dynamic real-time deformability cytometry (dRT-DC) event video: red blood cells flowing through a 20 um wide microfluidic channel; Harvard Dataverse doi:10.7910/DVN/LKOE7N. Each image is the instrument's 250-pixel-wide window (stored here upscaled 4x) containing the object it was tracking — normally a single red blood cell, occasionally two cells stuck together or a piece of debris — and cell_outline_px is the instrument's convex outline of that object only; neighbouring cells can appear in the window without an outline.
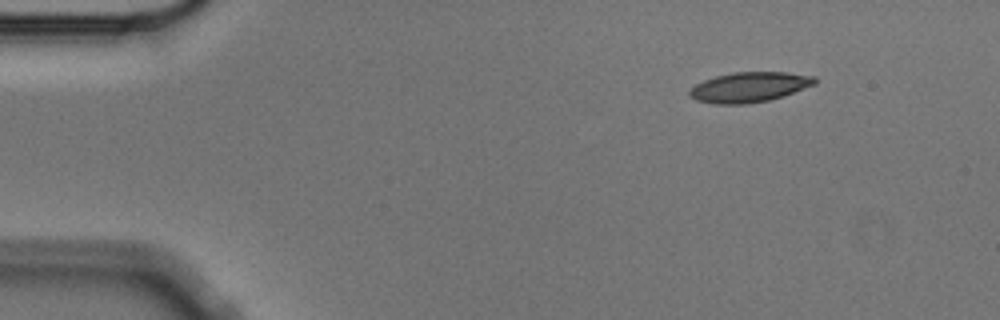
{"species": "Egyptian fruit bat (a non-hibernating species)", "species_latin": "Rousettus aegyptiacus", "temperature_condition": "cold", "stored_images_in_passage": 13, "camera_frame_rate_fps": 3000, "um_per_image_px": 0.085, "animal": {"sex": "male"}, "frame": {"image": 1, "passage_image": 1, "time_ms": 0.0, "image_size_px": [1000, 320], "cell_outline_px": [[816, 84], [784, 96], [768, 100], [748, 104], [712, 104], [696, 100], [688, 96], [688, 92], [696, 84], [704, 80], [716, 76], [732, 72], [784, 72], [816, 76]], "centroid_in_image_um": [63.69, 7.41], "position_along_channel_um": 21.3, "area_um2": 22.08}}
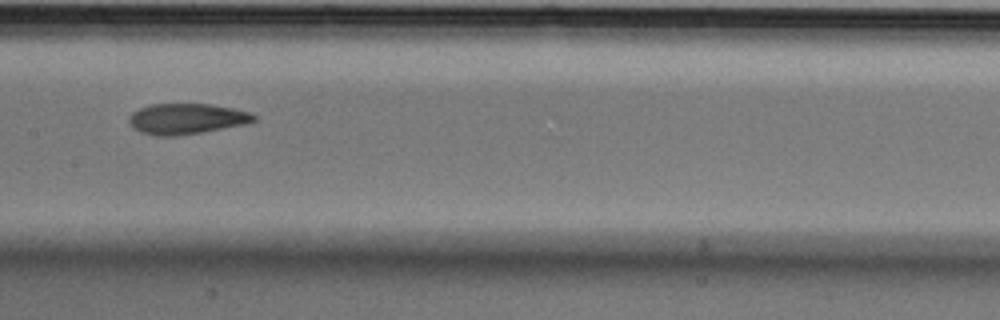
{"frame": {"image": 2, "passage_image": 6, "time_ms": 1.667, "image_size_px": [1000, 320], "cell_outline_px": [[256, 120], [244, 124], [200, 132], [176, 136], [156, 136], [140, 132], [132, 128], [128, 120], [132, 112], [140, 108], [152, 104], [208, 104], [232, 108], [248, 112], [256, 116]], "centroid_in_image_um": [15.8, 10.1], "position_along_channel_um": 191.6, "area_um2": 22.08}}
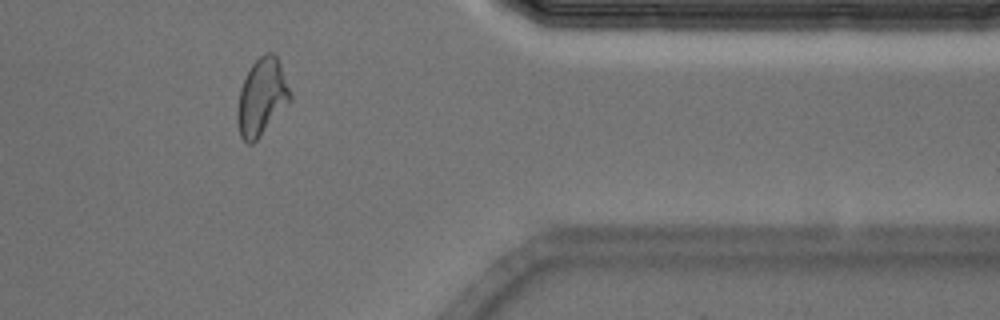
{"frame": {"image": 3, "passage_image": 11, "time_ms": 3.333, "image_size_px": [1000, 320], "cell_outline_px": [[292, 100], [260, 136], [252, 144], [248, 144], [240, 136], [236, 120], [236, 112], [240, 88], [252, 64], [264, 52], [272, 52], [276, 56], [280, 64], [292, 96]], "centroid_in_image_um": [22.24, 8.27], "position_along_channel_um": 389.2, "area_um2": 23.58}}